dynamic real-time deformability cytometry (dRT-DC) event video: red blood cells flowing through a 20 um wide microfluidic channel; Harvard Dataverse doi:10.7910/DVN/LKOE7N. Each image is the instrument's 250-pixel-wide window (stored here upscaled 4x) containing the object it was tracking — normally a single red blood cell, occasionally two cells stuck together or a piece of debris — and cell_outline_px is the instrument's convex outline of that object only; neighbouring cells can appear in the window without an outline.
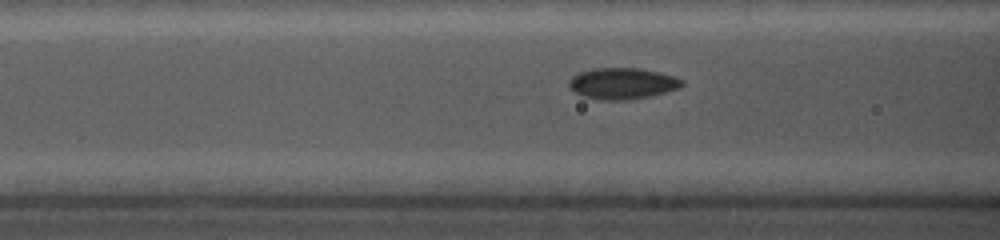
{"species": "common noctule bat (a hibernating species)", "species_latin": "Nyctalus noctula", "temperature_condition": "cold", "stored_images_in_passage": 17, "camera_frame_rate_fps": 5000, "um_per_image_px": 0.085, "animal": {"sex": "female", "body_mass_g": 19.0, "forearm_length_mm": 56.7}, "frame": {"image": 1, "passage_image": 15, "time_ms": 2.6, "image_size_px": [1000, 240], "cell_outline_px": [[684, 84], [680, 88], [648, 96], [628, 100], [600, 100], [584, 96], [576, 92], [568, 84], [568, 80], [572, 76], [580, 72], [592, 68], [640, 68], [660, 72], [684, 80]], "centroid_in_image_um": [52.91, 7.08], "position_along_channel_um": 113.7, "area_um2": 20.52}}